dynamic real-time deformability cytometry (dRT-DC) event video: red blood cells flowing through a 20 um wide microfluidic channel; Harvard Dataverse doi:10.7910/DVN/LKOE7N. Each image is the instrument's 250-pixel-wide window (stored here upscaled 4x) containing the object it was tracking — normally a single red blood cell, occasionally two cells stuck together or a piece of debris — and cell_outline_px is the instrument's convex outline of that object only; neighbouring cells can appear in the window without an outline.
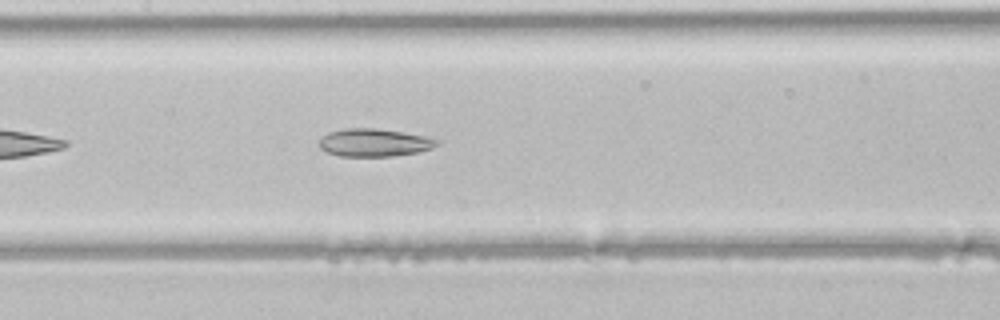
{"species": "common noctule bat (a hibernating species)", "species_latin": "Nyctalus noctula", "temperature_condition": "room temperature", "stored_images_in_passage": 11, "camera_frame_rate_fps": 3000, "um_per_image_px": 0.085, "animal": {"sex": "male", "body_mass_g": 21.5, "forearm_length_mm": 52.0}, "frame": {"image": 1, "passage_image": 8, "time_ms": 2.333, "image_size_px": [1000, 320], "cell_outline_px": [[440, 144], [432, 148], [416, 152], [392, 156], [340, 156], [328, 152], [320, 148], [320, 140], [328, 132], [344, 128], [376, 128], [404, 132], [424, 136], [440, 140]], "centroid_in_image_um": [31.83, 12.11], "position_along_channel_um": 175.6, "area_um2": 19.02}}